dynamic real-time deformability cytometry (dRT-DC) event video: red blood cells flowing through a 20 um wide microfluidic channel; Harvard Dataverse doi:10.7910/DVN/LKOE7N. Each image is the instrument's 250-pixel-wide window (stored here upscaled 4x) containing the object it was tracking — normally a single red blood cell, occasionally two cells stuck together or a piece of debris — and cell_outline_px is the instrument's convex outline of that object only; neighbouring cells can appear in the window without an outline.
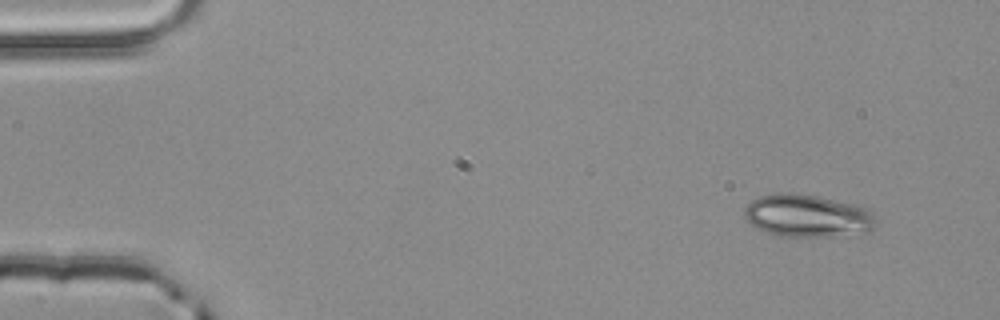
{"species": "common noctule bat (a hibernating species)", "species_latin": "Nyctalus noctula", "temperature_condition": "room temperature", "stored_images_in_passage": 3, "camera_frame_rate_fps": 3000, "um_per_image_px": 0.085, "animal": {"sex": "male", "body_mass_g": 20.4}, "frame": {"image": 1, "passage_image": 1, "time_ms": 0.0, "image_size_px": [1000, 320], "cell_outline_px": [[876, 228], [872, 232], [832, 236], [780, 236], [756, 228], [748, 224], [744, 216], [744, 208], [752, 200], [760, 196], [776, 192], [792, 192], [816, 196], [852, 204], [864, 208], [872, 216]], "centroid_in_image_um": [68.57, 18.34], "position_along_channel_um": 16.4, "area_um2": 32.54}}